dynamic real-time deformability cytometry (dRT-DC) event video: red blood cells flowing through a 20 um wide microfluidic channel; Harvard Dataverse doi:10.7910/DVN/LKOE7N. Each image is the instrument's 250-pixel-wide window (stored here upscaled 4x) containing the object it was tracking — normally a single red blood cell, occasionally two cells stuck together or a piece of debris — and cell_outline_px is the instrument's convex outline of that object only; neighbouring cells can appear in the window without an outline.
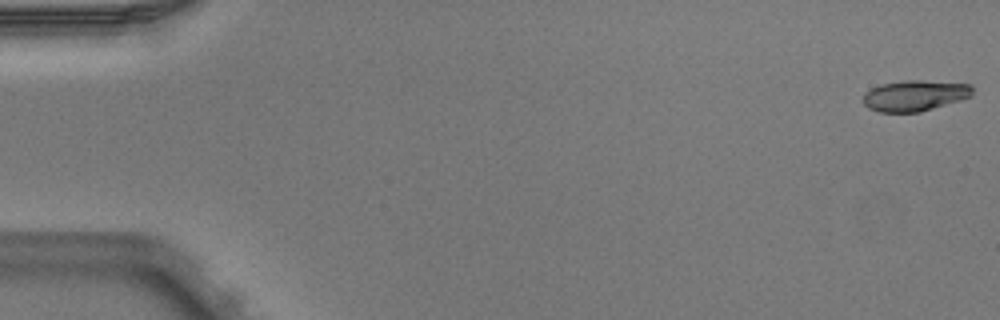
{"species": "Egyptian fruit bat (a non-hibernating species)", "species_latin": "Rousettus aegyptiacus", "temperature_condition": "warm", "stored_images_in_passage": 5, "camera_frame_rate_fps": 3000, "um_per_image_px": 0.085, "animal": {"sex": "male"}, "frame": {"image": 1, "passage_image": 1, "time_ms": 0.0, "image_size_px": [1000, 320], "cell_outline_px": [[972, 96], [960, 100], [920, 112], [880, 112], [868, 108], [864, 104], [864, 92], [880, 84], [904, 80], [920, 80], [972, 84]], "centroid_in_image_um": [77.75, 8.12], "position_along_channel_um": 7.2, "area_um2": 19.65}}
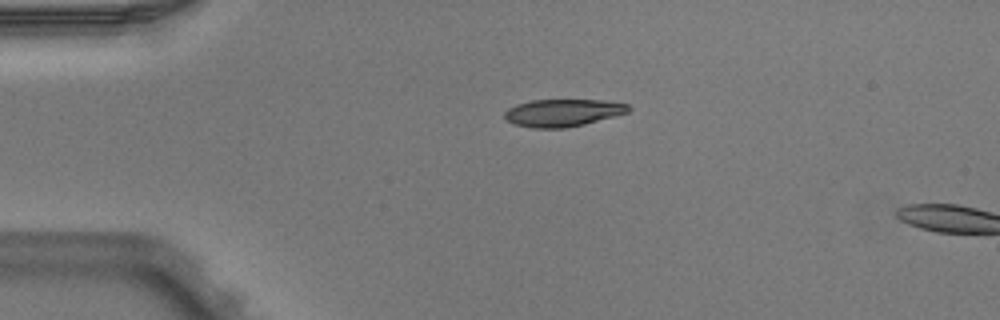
{"frame": {"image": 2, "passage_image": 4, "time_ms": 1.0, "image_size_px": [1000, 320], "cell_outline_px": [[632, 108], [628, 112], [584, 124], [564, 128], [532, 128], [512, 124], [504, 116], [504, 112], [508, 108], [516, 104], [532, 100], [600, 100], [628, 104]], "centroid_in_image_um": [47.8, 9.58], "position_along_channel_um": 37.2, "area_um2": 19.71}}